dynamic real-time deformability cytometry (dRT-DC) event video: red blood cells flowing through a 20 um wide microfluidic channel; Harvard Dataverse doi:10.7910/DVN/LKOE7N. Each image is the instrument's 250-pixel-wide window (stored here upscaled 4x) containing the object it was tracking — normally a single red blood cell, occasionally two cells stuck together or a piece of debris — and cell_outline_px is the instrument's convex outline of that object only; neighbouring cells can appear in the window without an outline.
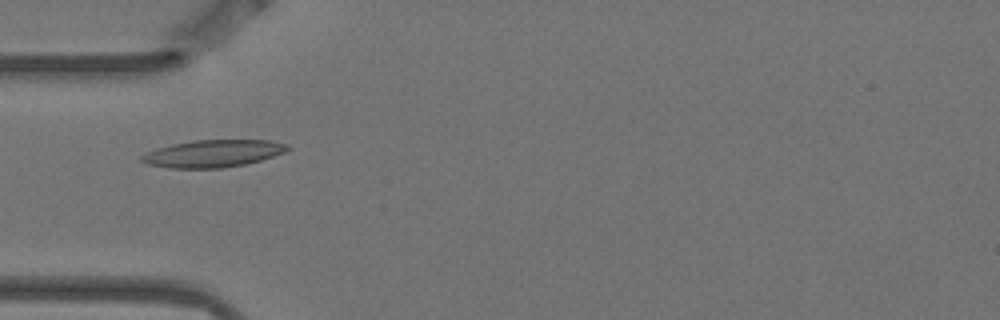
{"species": "Egyptian fruit bat (a non-hibernating species)", "species_latin": "Rousettus aegyptiacus", "temperature_condition": "warm", "stored_images_in_passage": 8, "camera_frame_rate_fps": 3000, "um_per_image_px": 0.085, "animal": {"sex": "female"}, "frame": {"image": 1, "passage_image": 4, "time_ms": 1.0, "image_size_px": [1000, 320], "cell_outline_px": [[292, 148], [284, 152], [260, 160], [244, 164], [224, 168], [168, 168], [148, 164], [140, 160], [140, 156], [156, 148], [172, 144], [196, 140], [268, 140], [288, 144]], "centroid_in_image_um": [18.1, 13.05], "position_along_channel_um": 66.9, "area_um2": 23.12}}
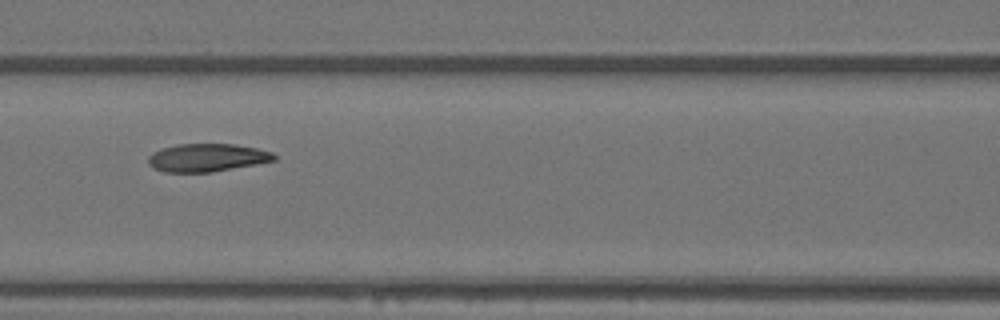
{"frame": {"image": 2, "passage_image": 6, "time_ms": 1.667, "image_size_px": [1000, 320], "cell_outline_px": [[276, 160], [256, 164], [212, 172], [164, 172], [152, 168], [148, 164], [148, 156], [152, 152], [160, 148], [176, 144], [236, 144], [256, 148], [272, 152], [276, 156]], "centroid_in_image_um": [17.56, 13.4], "position_along_channel_um": 149.0, "area_um2": 20.69}}
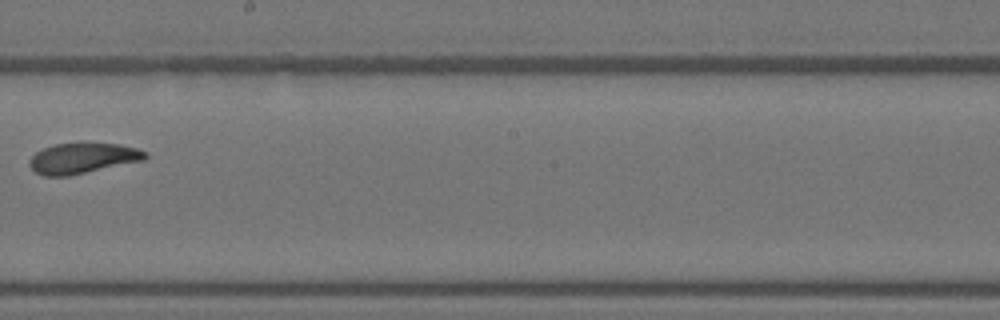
{"frame": {"image": 3, "passage_image": 8, "time_ms": 2.333, "image_size_px": [1000, 320], "cell_outline_px": [[148, 156], [144, 160], [68, 176], [44, 176], [36, 172], [28, 164], [28, 160], [36, 152], [44, 148], [56, 144], [120, 144], [136, 148], [148, 152]], "centroid_in_image_um": [7.03, 13.46], "position_along_channel_um": 241.2, "area_um2": 20.29}}